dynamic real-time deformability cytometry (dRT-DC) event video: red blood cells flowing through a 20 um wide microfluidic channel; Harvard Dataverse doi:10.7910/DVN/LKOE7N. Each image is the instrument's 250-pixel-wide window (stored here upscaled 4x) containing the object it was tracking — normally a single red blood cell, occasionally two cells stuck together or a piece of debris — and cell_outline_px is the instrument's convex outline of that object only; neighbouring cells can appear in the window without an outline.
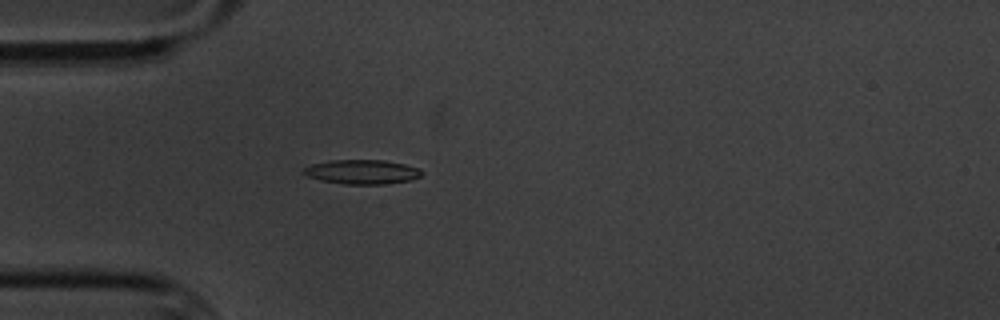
{"species": "common noctule bat (a hibernating species)", "species_latin": "Nyctalus noctula", "temperature_condition": "cold", "stored_images_in_passage": 4, "camera_frame_rate_fps": 3000, "um_per_image_px": 0.085, "animal": {"sex": "male", "body_mass_g": 20.1, "forearm_length_mm": 53.5}, "frame": {"image": 1, "passage_image": 4, "time_ms": 4.333, "image_size_px": [1000, 320], "cell_outline_px": [[424, 172], [420, 176], [408, 180], [384, 184], [344, 184], [320, 180], [308, 176], [300, 172], [304, 168], [312, 164], [328, 160], [384, 160], [404, 164], [420, 168]], "centroid_in_image_um": [30.75, 14.6], "position_along_channel_um": 54.2, "area_um2": 16.76}}